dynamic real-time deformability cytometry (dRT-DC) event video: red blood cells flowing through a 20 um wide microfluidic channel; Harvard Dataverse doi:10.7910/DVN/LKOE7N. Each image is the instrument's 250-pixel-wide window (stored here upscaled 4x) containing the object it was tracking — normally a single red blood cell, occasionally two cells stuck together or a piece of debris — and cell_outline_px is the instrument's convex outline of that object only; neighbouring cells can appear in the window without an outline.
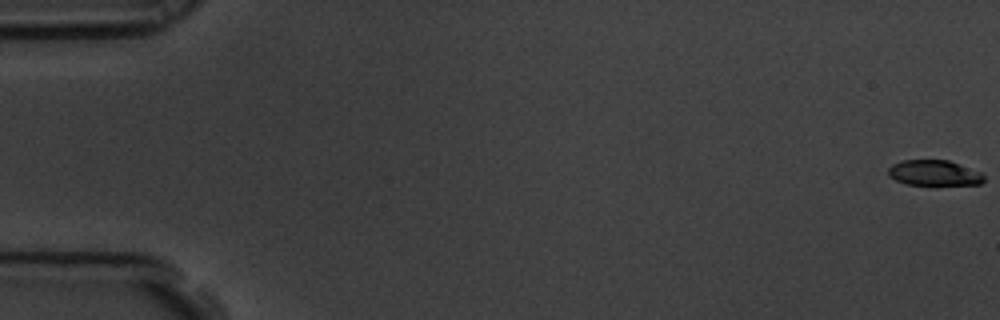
{"species": "common noctule bat (a hibernating species)", "species_latin": "Nyctalus noctula", "temperature_condition": "room temperature", "stored_images_in_passage": 4, "camera_frame_rate_fps": 3000, "um_per_image_px": 0.085, "animal": {"sex": "male", "body_mass_g": 19.5, "forearm_length_mm": 54.6}, "frame": {"image": 1, "passage_image": 1, "time_ms": 0.0, "image_size_px": [1000, 320], "cell_outline_px": [[984, 180], [980, 184], [904, 184], [888, 176], [888, 168], [892, 164], [904, 160], [948, 160], [984, 172]], "centroid_in_image_um": [79.42, 14.69], "position_along_channel_um": 5.6, "area_um2": 14.22}}